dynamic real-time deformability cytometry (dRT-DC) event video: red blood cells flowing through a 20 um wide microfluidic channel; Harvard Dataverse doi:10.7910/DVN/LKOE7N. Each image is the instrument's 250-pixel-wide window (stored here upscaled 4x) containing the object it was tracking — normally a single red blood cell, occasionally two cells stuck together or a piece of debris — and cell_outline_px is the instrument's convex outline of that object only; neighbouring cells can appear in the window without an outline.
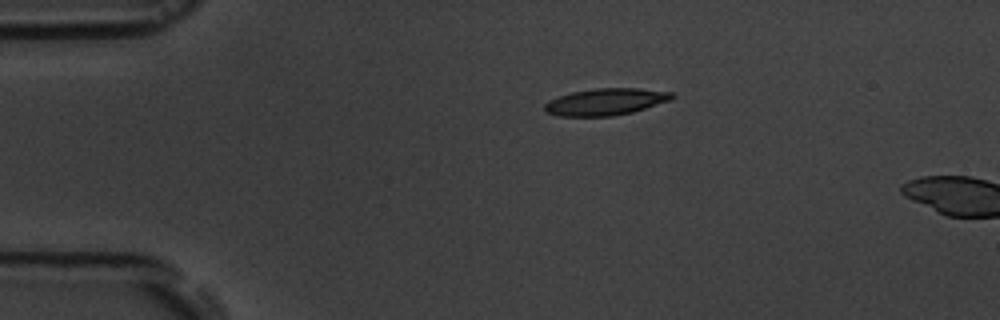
{"species": "common noctule bat (a hibernating species)", "species_latin": "Nyctalus noctula", "temperature_condition": "room temperature", "stored_images_in_passage": 2, "camera_frame_rate_fps": 3000, "um_per_image_px": 0.085, "animal": {"sex": "male", "body_mass_g": 19.5, "forearm_length_mm": 54.6}, "frame": {"image": 1, "passage_image": 1, "time_ms": 0.0, "image_size_px": [1000, 320], "cell_outline_px": [[676, 96], [672, 100], [632, 112], [612, 116], [560, 116], [544, 112], [544, 104], [548, 100], [572, 92], [596, 88], [636, 88], [672, 92]], "centroid_in_image_um": [51.49, 8.65], "position_along_channel_um": 33.5, "area_um2": 19.94}}